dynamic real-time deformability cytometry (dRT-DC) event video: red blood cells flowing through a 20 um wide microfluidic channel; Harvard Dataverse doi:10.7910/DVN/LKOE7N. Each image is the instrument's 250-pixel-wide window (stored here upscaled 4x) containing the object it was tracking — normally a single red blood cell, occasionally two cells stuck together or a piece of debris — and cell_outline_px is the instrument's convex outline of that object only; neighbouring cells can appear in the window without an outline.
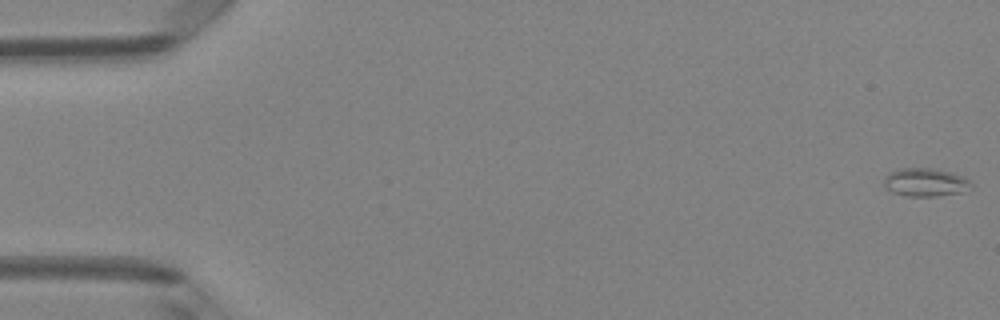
{"species": "Egyptian fruit bat (a non-hibernating species)", "species_latin": "Rousettus aegyptiacus", "temperature_condition": "room temperature", "stored_images_in_passage": 50, "camera_frame_rate_fps": 3000, "um_per_image_px": 0.085, "animal": {"sex": "female"}, "frame": {"image": 1, "passage_image": 1, "time_ms": 0.0, "image_size_px": [1000, 320], "cell_outline_px": [[972, 188], [960, 192], [936, 196], [908, 196], [892, 192], [884, 184], [884, 180], [888, 172], [900, 168], [932, 168], [952, 172], [964, 176], [972, 184]], "centroid_in_image_um": [78.67, 15.48], "position_along_channel_um": 6.3, "area_um2": 14.33}}
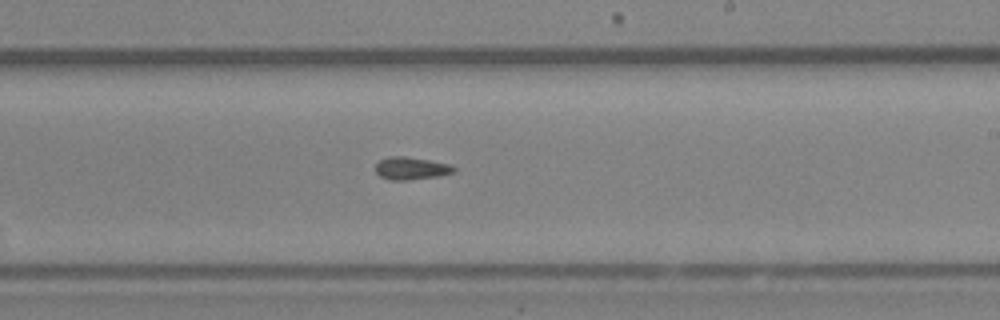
{"frame": {"image": 2, "passage_image": 30, "time_ms": 9.667, "image_size_px": [1000, 320], "cell_outline_px": [[456, 172], [440, 176], [408, 180], [392, 180], [380, 176], [376, 172], [376, 164], [380, 160], [388, 156], [404, 156], [428, 160], [448, 164], [456, 168]], "centroid_in_image_um": [34.96, 14.31], "position_along_channel_um": 254.0, "area_um2": 10.29}}
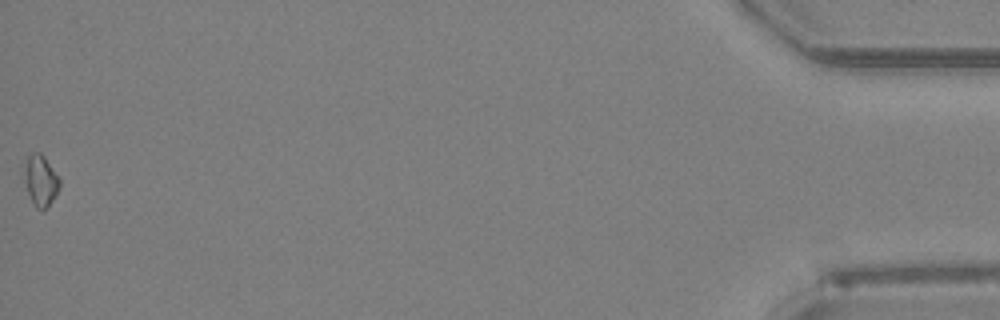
{"frame": {"image": 3, "passage_image": 50, "time_ms": 16.333, "image_size_px": [1000, 320], "cell_outline_px": [[60, 184], [48, 208], [44, 212], [36, 208], [28, 192], [24, 180], [28, 156], [32, 152], [40, 152], [44, 156], [60, 176]], "centroid_in_image_um": [3.49, 15.36], "position_along_channel_um": 431.7, "area_um2": 10.4}}